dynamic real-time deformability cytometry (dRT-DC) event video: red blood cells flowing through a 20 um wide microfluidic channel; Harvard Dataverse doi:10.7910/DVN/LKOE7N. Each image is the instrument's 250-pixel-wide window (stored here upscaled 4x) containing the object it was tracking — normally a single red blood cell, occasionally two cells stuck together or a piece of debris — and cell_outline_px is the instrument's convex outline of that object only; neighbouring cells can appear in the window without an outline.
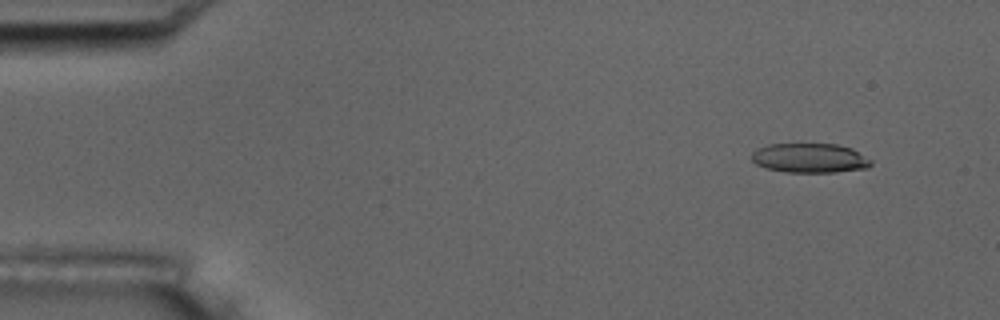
{"species": "common noctule bat (a hibernating species)", "species_latin": "Nyctalus noctula", "temperature_condition": "room temperature", "stored_images_in_passage": 7, "camera_frame_rate_fps": 3000, "um_per_image_px": 0.085, "animal": {"sex": "male", "body_mass_g": 17.5, "forearm_length_mm": 52.3}, "frame": {"image": 1, "passage_image": 1, "time_ms": 0.0, "image_size_px": [1000, 320], "cell_outline_px": [[872, 164], [868, 168], [836, 172], [784, 172], [764, 168], [756, 164], [752, 160], [752, 152], [756, 148], [768, 144], [836, 144], [852, 148], [872, 160]], "centroid_in_image_um": [68.82, 13.44], "position_along_channel_um": 16.2, "area_um2": 20.69}}
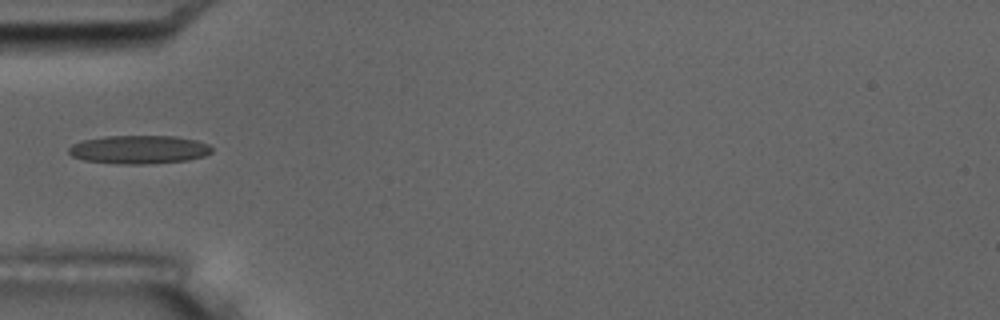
{"frame": {"image": 2, "passage_image": 4, "time_ms": 4.333, "image_size_px": [1000, 320], "cell_outline_px": [[212, 152], [204, 156], [188, 160], [144, 164], [120, 164], [84, 160], [72, 156], [68, 152], [68, 148], [72, 144], [84, 140], [104, 136], [176, 136], [196, 140], [208, 144], [212, 148]], "centroid_in_image_um": [11.81, 12.71], "position_along_channel_um": 73.2, "area_um2": 23.7}}
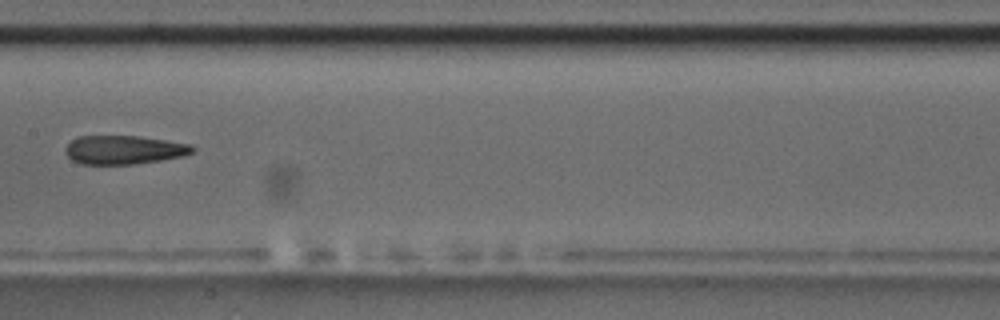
{"frame": {"image": 3, "passage_image": 7, "time_ms": 7.667, "image_size_px": [1000, 320], "cell_outline_px": [[196, 148], [192, 152], [184, 156], [160, 160], [132, 164], [80, 164], [72, 160], [64, 152], [64, 148], [76, 136], [136, 136], [192, 144]], "centroid_in_image_um": [10.51, 12.73], "position_along_channel_um": 196.9, "area_um2": 21.27}}